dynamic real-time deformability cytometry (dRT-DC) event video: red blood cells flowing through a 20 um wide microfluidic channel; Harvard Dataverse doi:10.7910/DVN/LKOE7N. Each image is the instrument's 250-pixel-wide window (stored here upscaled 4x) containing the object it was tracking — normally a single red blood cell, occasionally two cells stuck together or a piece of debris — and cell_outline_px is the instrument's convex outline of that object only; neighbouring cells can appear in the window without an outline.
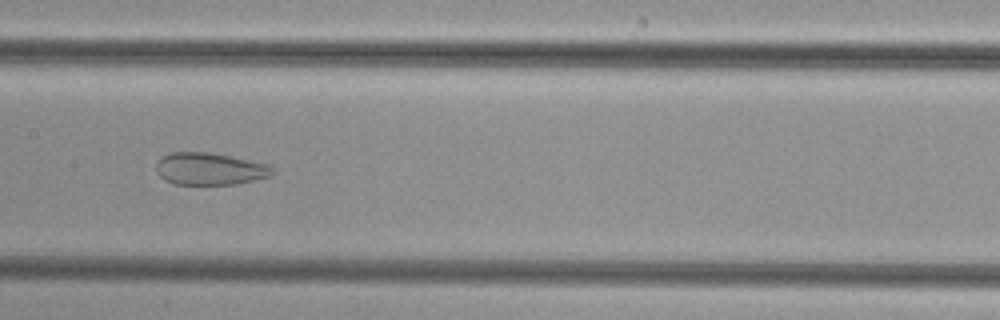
{"species": "common noctule bat (a hibernating species)", "species_latin": "Nyctalus noctula", "temperature_condition": "cold", "stored_images_in_passage": 48, "camera_frame_rate_fps": 3000, "um_per_image_px": 0.085, "animal": {"sex": "female", "body_mass_g": 29.2, "forearm_length_mm": 56.3}, "frame": {"image": 1, "passage_image": 24, "time_ms": 7.667, "image_size_px": [1000, 320], "cell_outline_px": [[272, 176], [236, 184], [176, 184], [164, 180], [156, 172], [156, 164], [160, 156], [172, 152], [208, 152], [268, 164], [272, 168]], "centroid_in_image_um": [17.78, 14.35], "position_along_channel_um": 189.6, "area_um2": 21.73}}
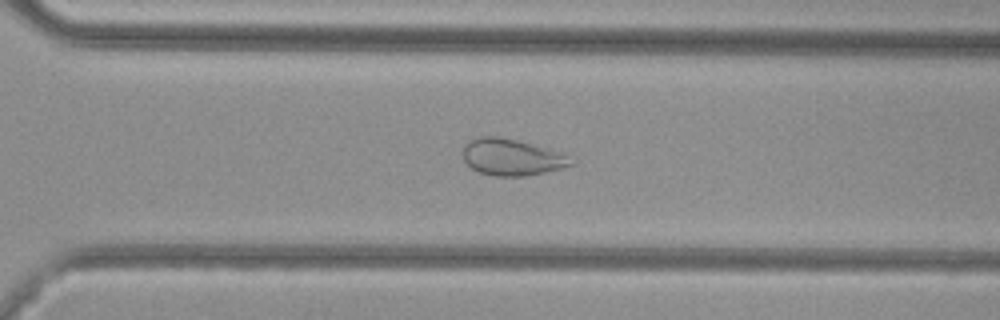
{"frame": {"image": 2, "passage_image": 34, "time_ms": 11.0, "image_size_px": [1000, 320], "cell_outline_px": [[576, 164], [564, 168], [528, 176], [496, 176], [476, 172], [464, 160], [464, 144], [480, 136], [496, 136], [516, 140], [532, 144], [556, 152], [564, 156]], "centroid_in_image_um": [43.46, 13.38], "position_along_channel_um": 327.1, "area_um2": 22.66}}
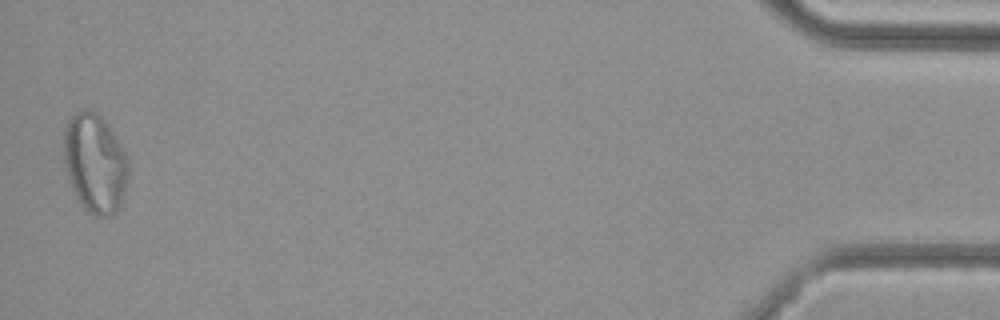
{"frame": {"image": 3, "passage_image": 48, "time_ms": 15.667, "image_size_px": [1000, 320], "cell_outline_px": [[128, 176], [124, 192], [120, 204], [116, 212], [108, 216], [96, 216], [88, 212], [80, 204], [68, 180], [64, 164], [64, 128], [68, 120], [80, 108], [84, 108], [96, 112], [104, 120], [112, 132], [124, 152], [128, 160]], "centroid_in_image_um": [8.04, 13.87], "position_along_channel_um": 427.2, "area_um2": 37.22}}